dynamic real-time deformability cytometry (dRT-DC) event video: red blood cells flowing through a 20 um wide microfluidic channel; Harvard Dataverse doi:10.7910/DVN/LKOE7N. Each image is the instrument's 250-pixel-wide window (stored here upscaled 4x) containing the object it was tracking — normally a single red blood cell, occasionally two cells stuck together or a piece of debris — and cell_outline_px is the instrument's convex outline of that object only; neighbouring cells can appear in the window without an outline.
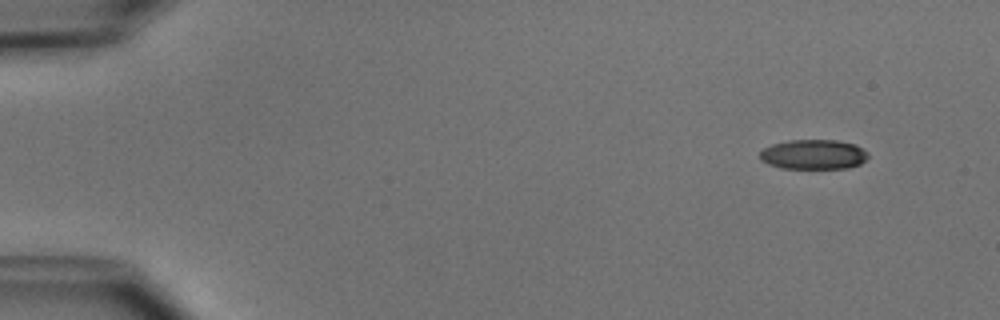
{"species": "common noctule bat (a hibernating species)", "species_latin": "Nyctalus noctula", "temperature_condition": "cold", "stored_images_in_passage": 5, "segment_of_instrument_passage": [2, 2], "camera_frame_rate_fps": 3000, "um_per_image_px": 0.085, "animal": {"sex": "male", "body_mass_g": 15.6}, "frame": {"image": 1, "passage_image": 5, "time_ms": 6.667, "image_size_px": [1000, 320], "cell_outline_px": [[868, 156], [860, 164], [848, 168], [780, 168], [768, 164], [760, 160], [760, 152], [764, 148], [772, 144], [788, 140], [836, 140], [856, 144], [868, 152]], "centroid_in_image_um": [69.14, 13.12], "position_along_channel_um": 15.9, "area_um2": 18.84}}